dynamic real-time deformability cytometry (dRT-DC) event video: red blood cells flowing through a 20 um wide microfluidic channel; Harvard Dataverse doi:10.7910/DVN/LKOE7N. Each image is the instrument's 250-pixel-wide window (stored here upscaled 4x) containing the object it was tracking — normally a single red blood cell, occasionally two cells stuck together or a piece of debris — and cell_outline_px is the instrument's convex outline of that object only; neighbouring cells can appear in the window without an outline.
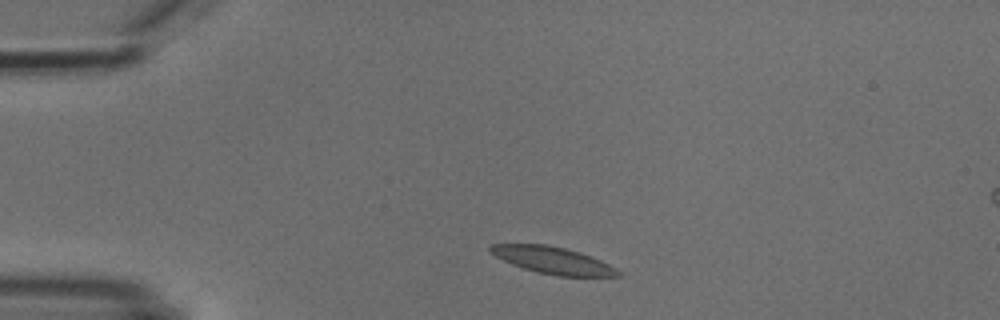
{"species": "common noctule bat (a hibernating species)", "species_latin": "Nyctalus noctula", "temperature_condition": "cold", "stored_images_in_passage": 2, "camera_frame_rate_fps": 3000, "um_per_image_px": 0.085, "animal": {"sex": "male", "body_mass_g": 18.8}, "frame": {"image": 1, "passage_image": 1, "time_ms": 0.0, "image_size_px": [1000, 320], "cell_outline_px": [[620, 276], [556, 276], [536, 272], [512, 264], [488, 252], [488, 248], [492, 244], [544, 244], [564, 248], [580, 252], [600, 260], [616, 268], [620, 272]], "centroid_in_image_um": [46.97, 22.12], "position_along_channel_um": 38.0, "area_um2": 19.88}}